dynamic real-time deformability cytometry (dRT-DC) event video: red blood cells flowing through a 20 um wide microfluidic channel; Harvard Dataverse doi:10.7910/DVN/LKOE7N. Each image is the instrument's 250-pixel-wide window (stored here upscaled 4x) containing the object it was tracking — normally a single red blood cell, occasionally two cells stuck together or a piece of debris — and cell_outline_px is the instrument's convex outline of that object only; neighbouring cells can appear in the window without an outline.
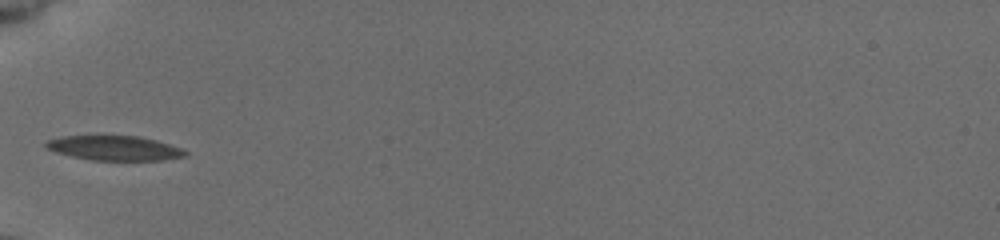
{"species": "common noctule bat (a hibernating species)", "species_latin": "Nyctalus noctula", "temperature_condition": "cold", "stored_images_in_passage": 34, "camera_frame_rate_fps": 3000, "um_per_image_px": 0.085, "animal": {"sex": "female", "body_mass_g": 19.5, "forearm_length_mm": 54.1}, "frame": {"image": 1, "passage_image": 1, "time_ms": 0.0, "image_size_px": [1000, 240], "cell_outline_px": [[188, 156], [164, 160], [92, 160], [72, 156], [56, 152], [44, 148], [44, 144], [48, 140], [64, 136], [136, 136], [156, 140], [180, 148], [188, 152]], "centroid_in_image_um": [9.73, 12.59], "position_along_channel_um": 75.3, "area_um2": 19.88}}
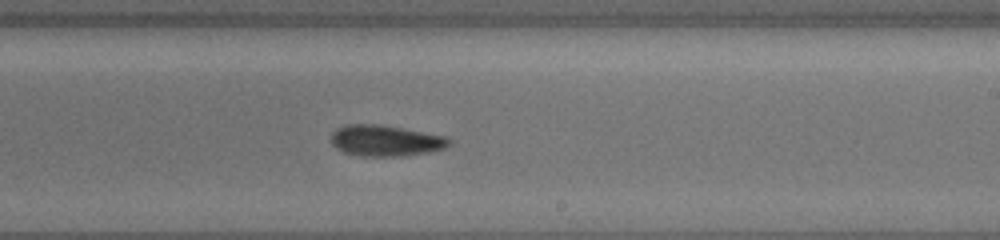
{"frame": {"image": 2, "passage_image": 15, "time_ms": 4.667, "image_size_px": [1000, 240], "cell_outline_px": [[452, 144], [444, 148], [428, 152], [404, 156], [360, 156], [344, 152], [336, 148], [332, 144], [332, 132], [336, 128], [344, 124], [380, 124], [404, 128], [448, 136], [452, 140]], "centroid_in_image_um": [32.8, 11.94], "position_along_channel_um": 256.2, "area_um2": 21.68}}
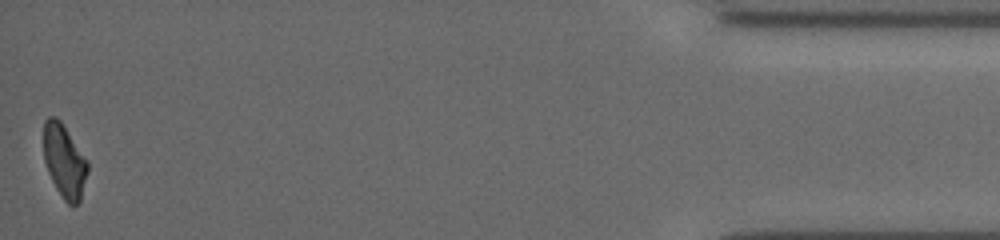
{"frame": {"image": 3, "passage_image": 34, "time_ms": 11.0, "image_size_px": [1000, 240], "cell_outline_px": [[88, 172], [80, 200], [72, 208], [64, 200], [56, 188], [48, 172], [44, 160], [44, 120], [48, 116], [56, 116], [60, 120], [88, 160]], "centroid_in_image_um": [5.48, 13.69], "position_along_channel_um": 429.7, "area_um2": 18.9}, "authors_computed_cell_mechanics": {"area_um2": 20.519, "velocity_mm_per_s": 3.9096, "shape_relaxation_time_tau1_ms": 4.7263, "shape_relaxation_time_tau2_ms": 7.7545, "deformation_change_tau1": 0.1134, "deformation_change_tau2": 0.1356}}